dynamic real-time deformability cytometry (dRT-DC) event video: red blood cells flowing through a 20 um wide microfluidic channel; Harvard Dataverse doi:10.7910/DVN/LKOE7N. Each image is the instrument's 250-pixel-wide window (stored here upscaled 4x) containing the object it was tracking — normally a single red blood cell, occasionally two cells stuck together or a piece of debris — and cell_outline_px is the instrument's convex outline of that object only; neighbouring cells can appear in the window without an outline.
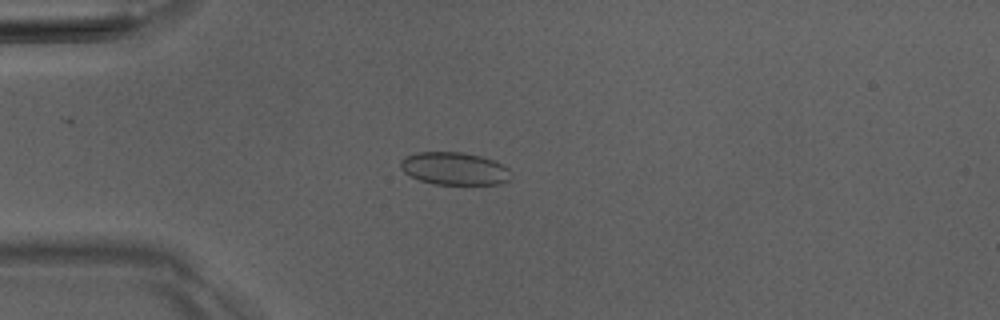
{"species": "Egyptian fruit bat (a non-hibernating species)", "species_latin": "Rousettus aegyptiacus", "temperature_condition": "room temperature", "stored_images_in_passage": 5, "camera_frame_rate_fps": 3000, "um_per_image_px": 0.085, "animal": {"sex": "male"}, "frame": {"image": 1, "passage_image": 4, "time_ms": 3.333, "image_size_px": [1000, 320], "cell_outline_px": [[508, 180], [500, 184], [432, 184], [420, 180], [404, 172], [400, 168], [400, 160], [416, 152], [464, 152], [480, 156], [492, 160], [508, 168]], "centroid_in_image_um": [38.57, 14.33], "position_along_channel_um": 46.4, "area_um2": 20.75}}